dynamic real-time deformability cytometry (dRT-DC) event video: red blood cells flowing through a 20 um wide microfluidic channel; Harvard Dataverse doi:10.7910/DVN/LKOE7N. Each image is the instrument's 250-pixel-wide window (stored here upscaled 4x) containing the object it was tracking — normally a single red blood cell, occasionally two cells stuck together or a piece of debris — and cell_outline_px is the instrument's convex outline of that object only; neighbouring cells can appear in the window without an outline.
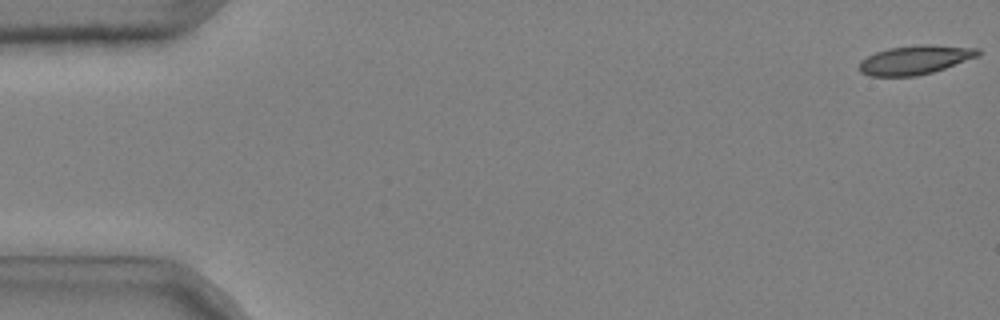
{"species": "common noctule bat (a hibernating species)", "species_latin": "Nyctalus noctula", "temperature_condition": "cold", "stored_images_in_passage": 48, "camera_frame_rate_fps": 3000, "um_per_image_px": 0.085, "animal": {"sex": "male", "body_mass_g": 20.4}, "frame": {"image": 1, "passage_image": 1, "time_ms": 0.0, "image_size_px": [1000, 320], "cell_outline_px": [[980, 56], [932, 72], [916, 76], [868, 76], [860, 72], [856, 68], [860, 60], [876, 52], [888, 48], [920, 44], [928, 44], [980, 48]], "centroid_in_image_um": [77.75, 5.08], "position_along_channel_um": 7.2, "area_um2": 20.29}}
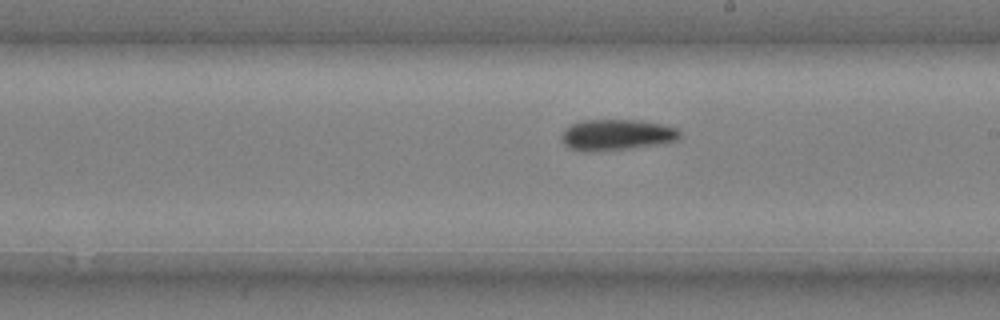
{"frame": {"image": 2, "passage_image": 31, "time_ms": 10.0, "image_size_px": [1000, 320], "cell_outline_px": [[680, 140], [632, 148], [568, 148], [560, 140], [560, 136], [564, 128], [580, 120], [636, 120], [660, 124], [676, 128], [680, 132]], "centroid_in_image_um": [52.43, 11.41], "position_along_channel_um": 236.6, "area_um2": 20.52}}
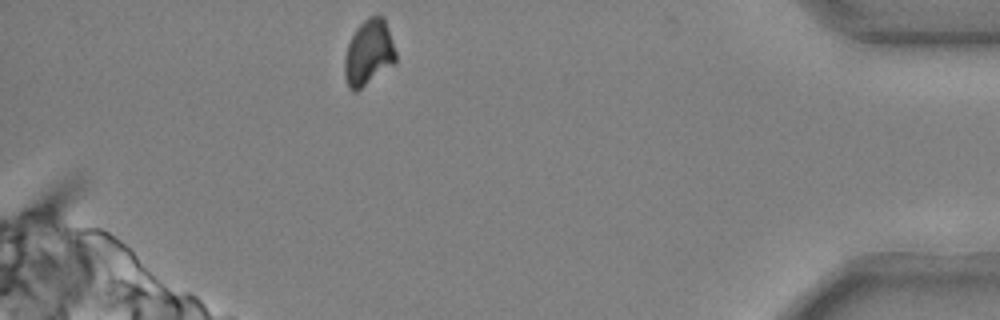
{"frame": {"image": 3, "passage_image": 48, "time_ms": 15.667, "image_size_px": [1000, 320], "cell_outline_px": [[396, 64], [356, 92], [352, 92], [348, 88], [344, 76], [344, 56], [348, 44], [356, 28], [368, 16], [384, 16], [396, 52]], "centroid_in_image_um": [31.33, 4.52], "position_along_channel_um": 403.9, "area_um2": 19.94}}